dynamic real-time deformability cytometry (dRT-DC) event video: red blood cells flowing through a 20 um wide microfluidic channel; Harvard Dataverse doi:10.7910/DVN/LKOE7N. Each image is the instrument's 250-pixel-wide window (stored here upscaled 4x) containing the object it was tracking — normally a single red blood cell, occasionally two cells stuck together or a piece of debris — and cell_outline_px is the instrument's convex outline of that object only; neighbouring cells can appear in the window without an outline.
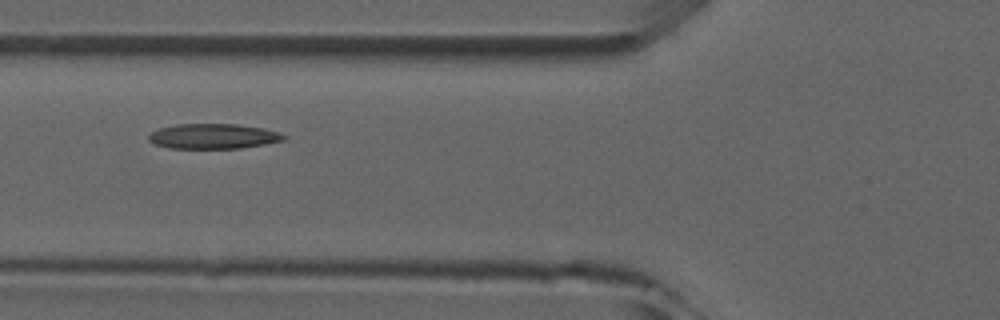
{"species": "common noctule bat (a hibernating species)", "species_latin": "Nyctalus noctula", "temperature_condition": "room temperature", "stored_images_in_passage": 2, "camera_frame_rate_fps": 3000, "um_per_image_px": 0.085, "animal": {"sex": "male", "forearm_length_mm": 52.5}, "frame": {"image": 1, "passage_image": 2, "time_ms": 1.0, "image_size_px": [1000, 320], "cell_outline_px": [[288, 136], [284, 140], [264, 144], [240, 148], [168, 148], [156, 144], [148, 140], [148, 136], [152, 132], [160, 128], [176, 124], [236, 124], [264, 128]], "centroid_in_image_um": [18.12, 11.58], "position_along_channel_um": 107.7, "area_um2": 19.59}}